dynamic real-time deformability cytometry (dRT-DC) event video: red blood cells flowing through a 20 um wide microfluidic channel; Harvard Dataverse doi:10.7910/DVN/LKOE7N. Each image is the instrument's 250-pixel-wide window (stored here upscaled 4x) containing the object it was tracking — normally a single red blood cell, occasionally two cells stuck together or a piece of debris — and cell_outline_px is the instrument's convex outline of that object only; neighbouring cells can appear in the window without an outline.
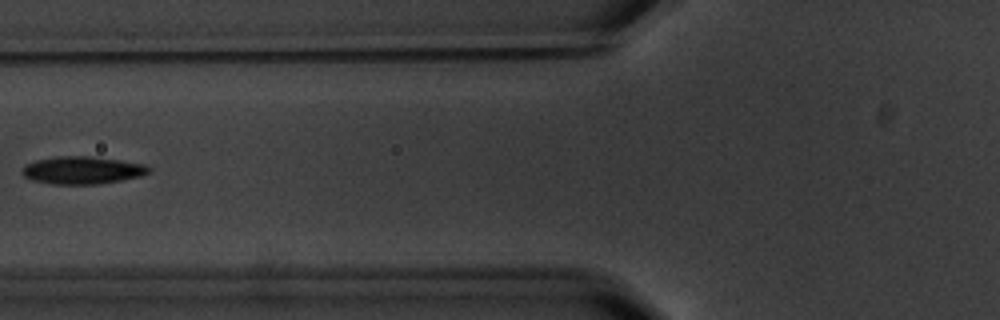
{"species": "common noctule bat (a hibernating species)", "species_latin": "Nyctalus noctula", "temperature_condition": "warm", "stored_images_in_passage": 3, "camera_frame_rate_fps": 3000, "um_per_image_px": 0.085, "animal": {"sex": "male", "body_mass_g": 20.1, "forearm_length_mm": 53.5}, "frame": {"image": 1, "passage_image": 3, "time_ms": 2.333, "image_size_px": [1000, 320], "cell_outline_px": [[152, 168], [148, 172], [140, 176], [120, 180], [96, 184], [52, 184], [32, 180], [24, 176], [24, 164], [36, 160], [56, 156], [92, 156], [120, 160], [144, 164]], "centroid_in_image_um": [6.99, 14.46], "position_along_channel_um": 118.8, "area_um2": 20.23}}